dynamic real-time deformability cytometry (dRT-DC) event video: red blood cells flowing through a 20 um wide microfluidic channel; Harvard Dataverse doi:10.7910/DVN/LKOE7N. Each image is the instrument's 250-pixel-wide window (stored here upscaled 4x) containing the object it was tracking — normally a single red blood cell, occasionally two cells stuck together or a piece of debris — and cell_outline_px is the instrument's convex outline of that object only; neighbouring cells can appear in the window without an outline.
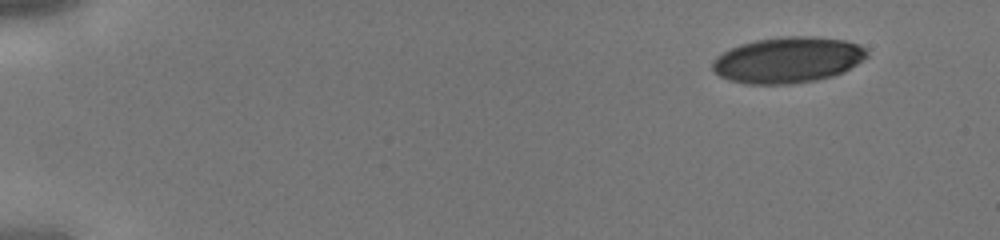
{"species": "human", "species_latin": "Homo sapiens", "temperature_condition": "cold", "stored_images_in_passage": 40, "camera_frame_rate_fps": 3000, "um_per_image_px": 0.085, "donor": {"sex": "male"}, "frame": {"image": 1, "passage_image": 1, "time_ms": 0.0, "image_size_px": [1000, 240], "cell_outline_px": [[868, 56], [844, 72], [832, 76], [816, 80], [788, 84], [748, 84], [728, 80], [720, 76], [712, 68], [712, 60], [716, 56], [740, 44], [756, 40], [784, 36], [816, 36], [844, 40], [860, 44], [868, 52]], "centroid_in_image_um": [66.97, 5.09], "position_along_channel_um": 18.0, "area_um2": 41.38}}
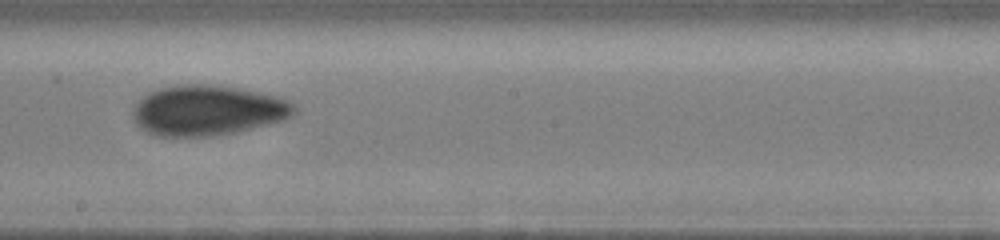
{"frame": {"image": 2, "passage_image": 23, "time_ms": 7.333, "image_size_px": [1000, 240], "cell_outline_px": [[296, 112], [292, 116], [284, 120], [236, 132], [212, 136], [156, 136], [140, 128], [136, 124], [132, 116], [132, 112], [136, 104], [148, 92], [160, 88], [176, 84], [212, 84], [284, 96], [296, 104]], "centroid_in_image_um": [17.69, 9.37], "position_along_channel_um": 230.5, "area_um2": 47.74}}
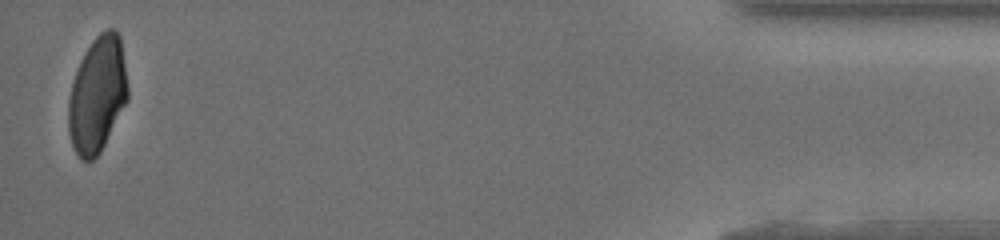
{"frame": {"image": 3, "passage_image": 40, "time_ms": 13.0, "image_size_px": [1000, 240], "cell_outline_px": [[128, 100], [100, 152], [92, 160], [80, 160], [72, 144], [68, 132], [68, 100], [72, 84], [80, 60], [84, 52], [92, 40], [100, 32], [108, 28], [112, 28], [120, 36], [128, 88]], "centroid_in_image_um": [8.27, 8.04], "position_along_channel_um": 426.9, "area_um2": 40.0}}